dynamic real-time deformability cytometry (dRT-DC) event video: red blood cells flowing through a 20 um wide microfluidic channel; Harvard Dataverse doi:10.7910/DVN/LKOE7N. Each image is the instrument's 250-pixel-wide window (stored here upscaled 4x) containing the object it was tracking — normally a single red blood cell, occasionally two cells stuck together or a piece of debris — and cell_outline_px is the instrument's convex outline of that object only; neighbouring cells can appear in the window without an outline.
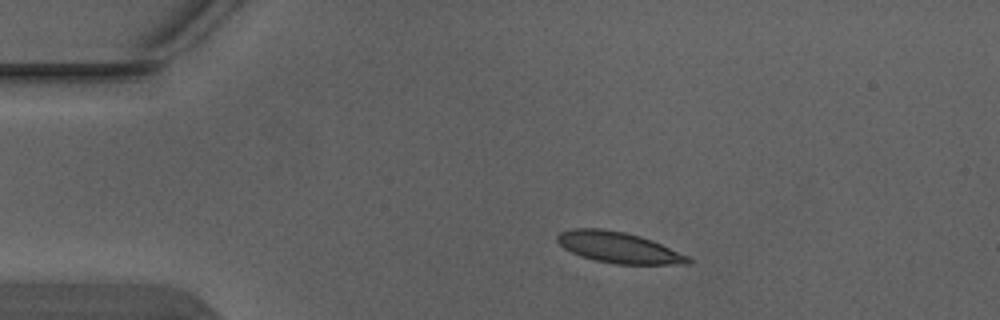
{"species": "Egyptian fruit bat (a non-hibernating species)", "species_latin": "Rousettus aegyptiacus", "temperature_condition": "warm", "stored_images_in_passage": 5, "camera_frame_rate_fps": 3000, "um_per_image_px": 0.085, "animal": {"sex": "male"}, "frame": {"image": 1, "passage_image": 2, "time_ms": 0.333, "image_size_px": [1000, 320], "cell_outline_px": [[692, 264], [616, 264], [592, 260], [580, 256], [564, 248], [556, 240], [556, 236], [560, 232], [572, 228], [600, 228], [624, 232], [640, 236], [652, 240], [692, 256]], "centroid_in_image_um": [52.62, 21.04], "position_along_channel_um": 32.4, "area_um2": 23.93}}
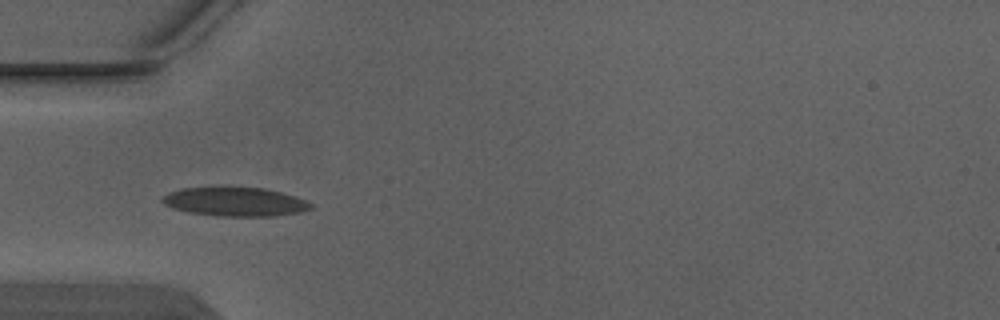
{"frame": {"image": 2, "passage_image": 3, "time_ms": 0.667, "image_size_px": [1000, 320], "cell_outline_px": [[312, 208], [300, 212], [272, 216], [216, 216], [188, 212], [172, 208], [164, 204], [160, 200], [168, 192], [180, 188], [264, 188], [280, 192], [304, 200], [312, 204]], "centroid_in_image_um": [19.93, 17.16], "position_along_channel_um": 65.1, "area_um2": 24.68}}
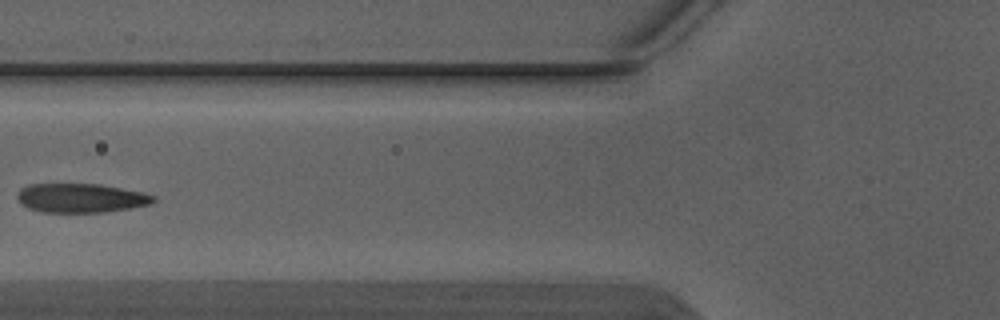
{"frame": {"image": 3, "passage_image": 4, "time_ms": 1.0, "image_size_px": [1000, 320], "cell_outline_px": [[156, 200], [148, 204], [108, 212], [44, 212], [28, 208], [20, 204], [16, 196], [16, 192], [20, 188], [28, 184], [100, 184], [144, 192], [156, 196]], "centroid_in_image_um": [6.84, 16.82], "position_along_channel_um": 119.0, "area_um2": 23.24}}